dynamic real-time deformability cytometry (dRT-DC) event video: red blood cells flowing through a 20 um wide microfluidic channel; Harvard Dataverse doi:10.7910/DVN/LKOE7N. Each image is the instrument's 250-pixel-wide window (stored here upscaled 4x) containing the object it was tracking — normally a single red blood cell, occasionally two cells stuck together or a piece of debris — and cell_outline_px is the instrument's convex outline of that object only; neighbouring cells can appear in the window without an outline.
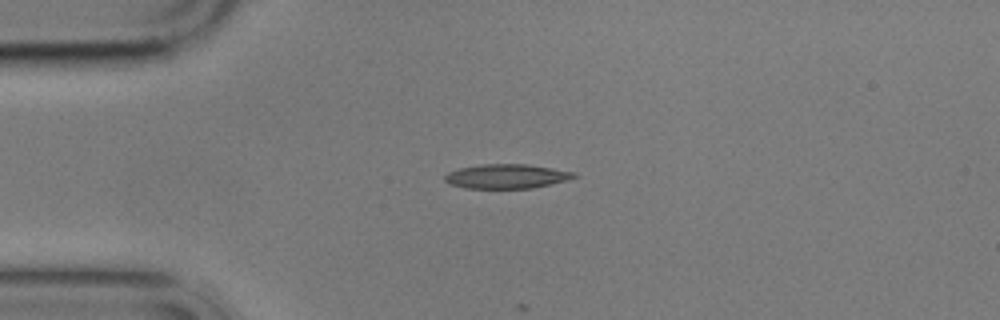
{"species": "common noctule bat (a hibernating species)", "species_latin": "Nyctalus noctula", "temperature_condition": "cold", "stored_images_in_passage": 3, "camera_frame_rate_fps": 3000, "um_per_image_px": 0.085, "animal": {"sex": "male", "body_mass_g": 17.9}, "frame": {"image": 1, "passage_image": 1, "time_ms": 0.0, "image_size_px": [1000, 320], "cell_outline_px": [[576, 176], [564, 180], [532, 188], [464, 188], [448, 184], [444, 180], [444, 176], [448, 172], [460, 168], [480, 164], [524, 164], [552, 168], [576, 172]], "centroid_in_image_um": [42.98, 14.98], "position_along_channel_um": 42.0, "area_um2": 18.15}}